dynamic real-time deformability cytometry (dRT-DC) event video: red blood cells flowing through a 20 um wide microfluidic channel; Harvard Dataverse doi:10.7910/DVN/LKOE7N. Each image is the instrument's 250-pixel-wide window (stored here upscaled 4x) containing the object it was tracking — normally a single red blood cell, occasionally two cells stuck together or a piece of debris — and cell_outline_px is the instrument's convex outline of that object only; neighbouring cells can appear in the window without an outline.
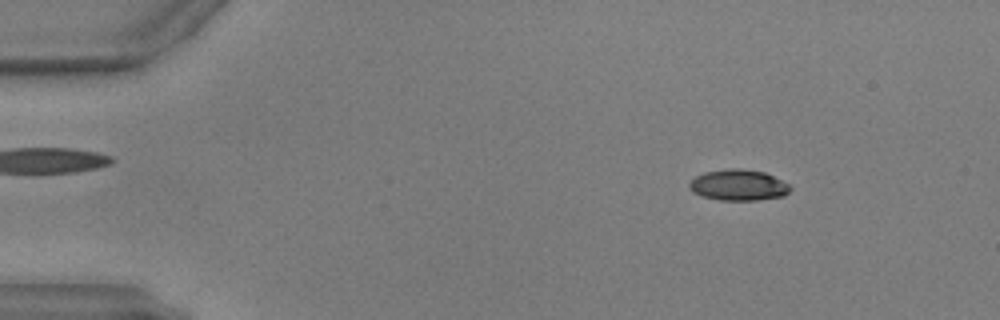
{"species": "common noctule bat (a hibernating species)", "species_latin": "Nyctalus noctula", "temperature_condition": "warm", "stored_images_in_passage": 27, "camera_frame_rate_fps": 3000, "um_per_image_px": 0.085, "animal": {"sex": "male", "body_mass_g": 17.9, "forearm_length_mm": 54.2}, "frame": {"image": 1, "passage_image": 7, "time_ms": 2.0, "image_size_px": [1000, 320], "cell_outline_px": [[792, 188], [784, 196], [756, 200], [720, 200], [704, 196], [692, 192], [688, 188], [688, 184], [696, 176], [704, 172], [728, 168], [744, 168], [764, 172], [788, 184]], "centroid_in_image_um": [62.75, 15.72], "position_along_channel_um": 22.3, "area_um2": 18.21}}
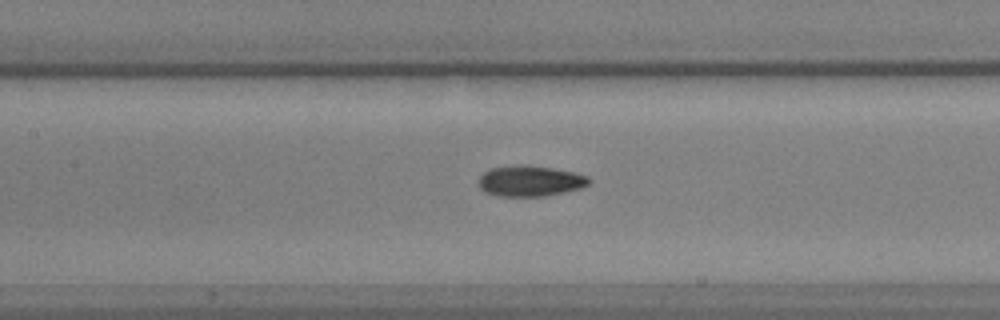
{"frame": {"image": 2, "passage_image": 24, "time_ms": 7.667, "image_size_px": [1000, 320], "cell_outline_px": [[592, 180], [588, 184], [580, 188], [564, 192], [544, 196], [500, 196], [484, 192], [480, 188], [480, 176], [484, 172], [492, 168], [524, 164], [552, 168], [572, 172], [588, 176]], "centroid_in_image_um": [45.07, 15.38], "position_along_channel_um": 162.3, "area_um2": 19.59}}
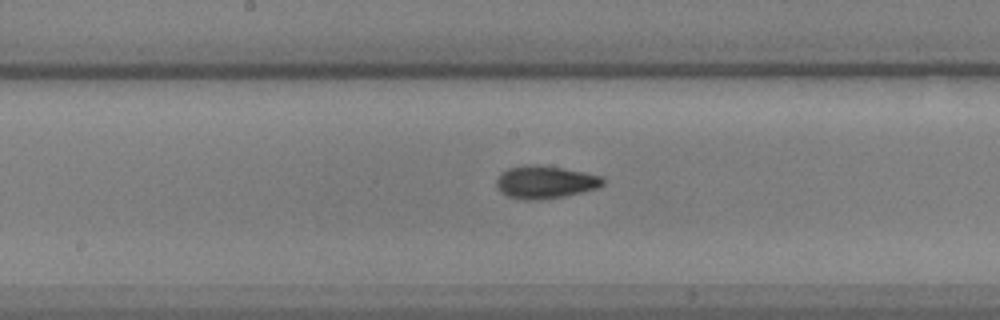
{"frame": {"image": 3, "passage_image": 27, "time_ms": 8.667, "image_size_px": [1000, 320], "cell_outline_px": [[604, 184], [600, 188], [564, 196], [540, 200], [524, 200], [508, 196], [500, 192], [496, 184], [496, 180], [500, 172], [508, 168], [528, 164], [536, 164], [564, 168], [604, 176]], "centroid_in_image_um": [46.35, 15.47], "position_along_channel_um": 201.8, "area_um2": 20.63}}